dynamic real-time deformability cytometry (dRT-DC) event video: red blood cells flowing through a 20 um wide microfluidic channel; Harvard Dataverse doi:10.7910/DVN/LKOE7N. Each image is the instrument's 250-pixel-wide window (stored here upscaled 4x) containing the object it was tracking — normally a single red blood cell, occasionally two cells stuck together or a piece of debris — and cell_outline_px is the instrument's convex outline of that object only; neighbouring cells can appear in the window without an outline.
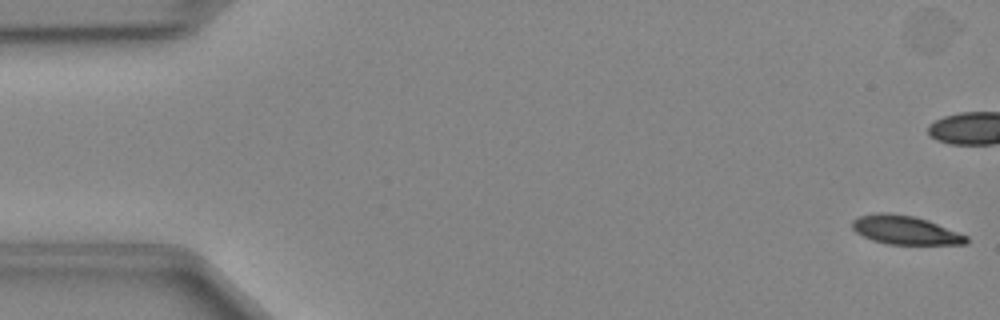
{"species": "Egyptian fruit bat (a non-hibernating species)", "species_latin": "Rousettus aegyptiacus", "temperature_condition": "cold", "stored_images_in_passage": 50, "camera_frame_rate_fps": 3000, "um_per_image_px": 0.085, "animal": {"sex": "female"}, "frame": {"image": 1, "passage_image": 2, "time_ms": 0.333, "image_size_px": [1000, 320], "cell_outline_px": [[968, 244], [888, 244], [872, 240], [856, 232], [852, 228], [852, 220], [860, 216], [880, 212], [884, 212], [912, 216], [928, 220], [968, 236]], "centroid_in_image_um": [76.94, 19.56], "position_along_channel_um": 8.1, "area_um2": 18.9}}
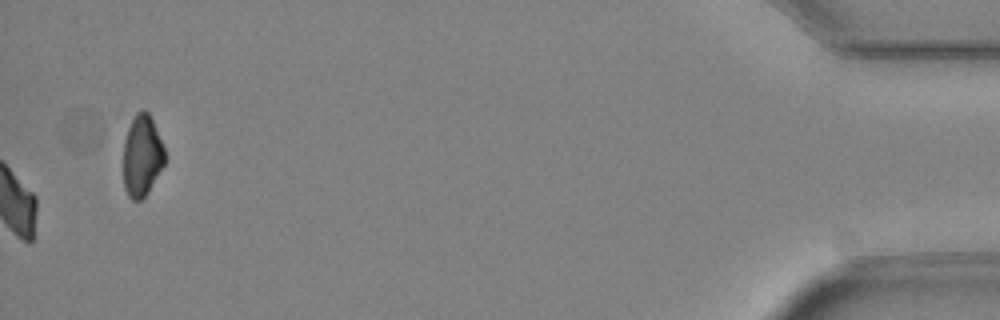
{"frame": {"image": 2, "passage_image": 50, "time_ms": 16.333, "image_size_px": [1000, 320], "cell_outline_px": [[164, 164], [148, 192], [140, 200], [132, 200], [128, 196], [124, 188], [124, 140], [128, 128], [136, 112], [140, 108], [144, 108], [148, 112], [152, 120], [164, 148]], "centroid_in_image_um": [12.05, 13.22], "position_along_channel_um": 423.1, "area_um2": 19.48}}